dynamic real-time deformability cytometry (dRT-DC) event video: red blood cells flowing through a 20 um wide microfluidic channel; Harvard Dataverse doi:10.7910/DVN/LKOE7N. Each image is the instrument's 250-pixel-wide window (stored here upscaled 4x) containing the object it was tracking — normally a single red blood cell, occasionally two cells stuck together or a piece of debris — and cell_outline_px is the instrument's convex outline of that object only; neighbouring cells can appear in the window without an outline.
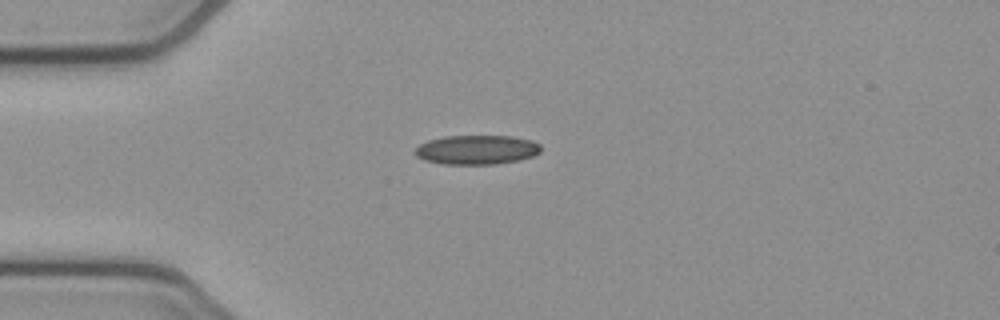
{"species": "common noctule bat (a hibernating species)", "species_latin": "Nyctalus noctula", "temperature_condition": "cold", "stored_images_in_passage": 41, "camera_frame_rate_fps": 3000, "um_per_image_px": 0.085, "animal": {"sex": "female", "body_mass_g": 21.9}, "frame": {"image": 1, "passage_image": 1, "time_ms": 0.0, "image_size_px": [1000, 320], "cell_outline_px": [[540, 152], [532, 156], [520, 160], [496, 164], [440, 164], [424, 160], [416, 156], [412, 152], [420, 144], [428, 140], [444, 136], [508, 136], [532, 140], [540, 144]], "centroid_in_image_um": [40.49, 12.73], "position_along_channel_um": 44.5, "area_um2": 21.62}}
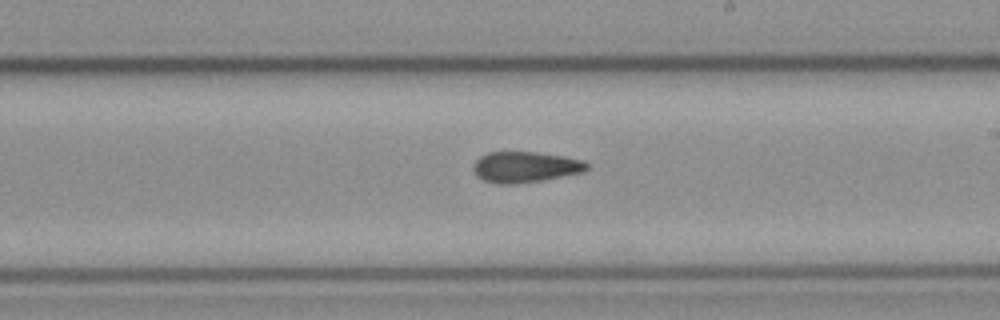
{"frame": {"image": 2, "passage_image": 18, "time_ms": 5.667, "image_size_px": [1000, 320], "cell_outline_px": [[588, 168], [584, 172], [544, 180], [516, 184], [496, 184], [484, 180], [476, 176], [472, 168], [472, 164], [480, 156], [488, 152], [536, 152], [564, 156], [584, 160], [588, 164]], "centroid_in_image_um": [44.63, 14.2], "position_along_channel_um": 244.4, "area_um2": 20.69}}
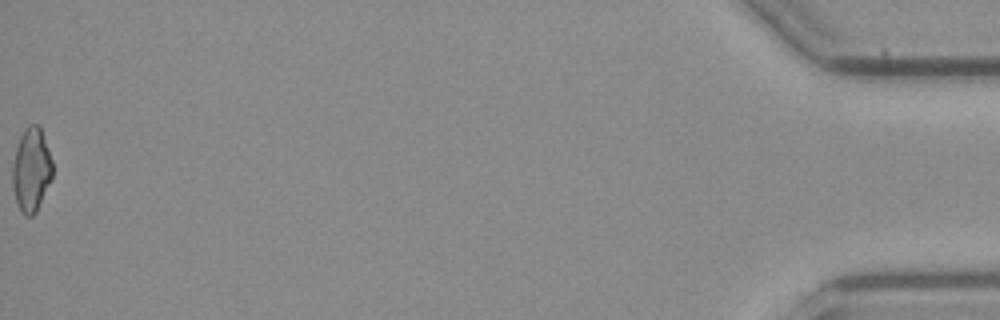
{"frame": {"image": 3, "passage_image": 41, "time_ms": 13.333, "image_size_px": [1000, 320], "cell_outline_px": [[52, 176], [36, 212], [32, 216], [24, 216], [20, 212], [12, 188], [12, 164], [16, 148], [20, 136], [28, 124], [36, 124], [40, 128], [52, 160]], "centroid_in_image_um": [2.63, 14.45], "position_along_channel_um": 432.6, "area_um2": 19.42}, "authors_computed_cell_mechanics": {"area_um2": 20.23, "velocity_mm_per_s": 3.8487, "shape_relaxation_time_tau1_ms": null, "shape_relaxation_time_tau2_ms": 5.0835, "deformation_change_tau1": null, "deformation_change_tau2": 0.1314}}